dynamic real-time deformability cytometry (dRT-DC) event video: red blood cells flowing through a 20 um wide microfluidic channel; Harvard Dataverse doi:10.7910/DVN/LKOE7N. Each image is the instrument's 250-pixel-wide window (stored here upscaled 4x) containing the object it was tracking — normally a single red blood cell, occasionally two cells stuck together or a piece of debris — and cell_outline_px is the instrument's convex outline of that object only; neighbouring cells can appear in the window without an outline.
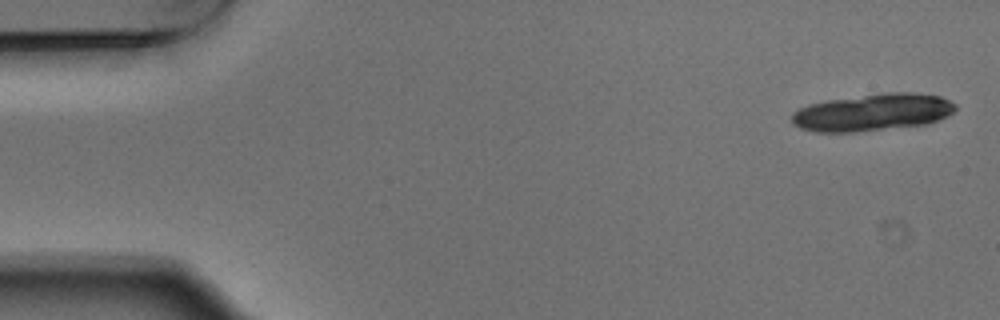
{"species": "Egyptian fruit bat (a non-hibernating species)", "species_latin": "Rousettus aegyptiacus", "temperature_condition": "warm", "stored_images_in_passage": 6, "camera_frame_rate_fps": 3000, "um_per_image_px": 0.085, "animal": {"sex": "male"}, "frame": {"image": 1, "passage_image": 1, "time_ms": 0.0, "image_size_px": [1000, 320], "cell_outline_px": [[956, 108], [952, 112], [928, 124], [852, 132], [816, 132], [800, 128], [792, 120], [792, 112], [808, 104], [828, 100], [884, 92], [912, 92], [940, 96], [956, 104]], "centroid_in_image_um": [74.16, 9.54], "position_along_channel_um": 10.8, "area_um2": 35.2}}
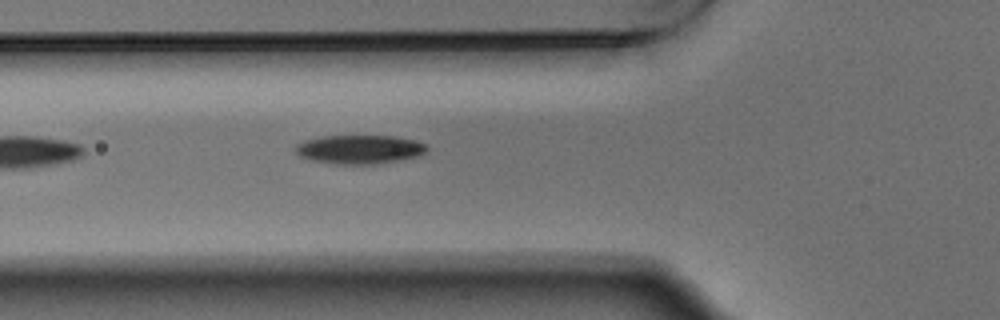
{"frame": {"image": 2, "passage_image": 6, "time_ms": 1.667, "image_size_px": [1000, 320], "cell_outline_px": [[428, 148], [420, 156], [380, 164], [332, 164], [312, 160], [300, 156], [296, 152], [296, 144], [304, 140], [320, 136], [392, 136], [416, 140], [428, 144]], "centroid_in_image_um": [30.59, 12.7], "position_along_channel_um": 95.2, "area_um2": 22.31}}